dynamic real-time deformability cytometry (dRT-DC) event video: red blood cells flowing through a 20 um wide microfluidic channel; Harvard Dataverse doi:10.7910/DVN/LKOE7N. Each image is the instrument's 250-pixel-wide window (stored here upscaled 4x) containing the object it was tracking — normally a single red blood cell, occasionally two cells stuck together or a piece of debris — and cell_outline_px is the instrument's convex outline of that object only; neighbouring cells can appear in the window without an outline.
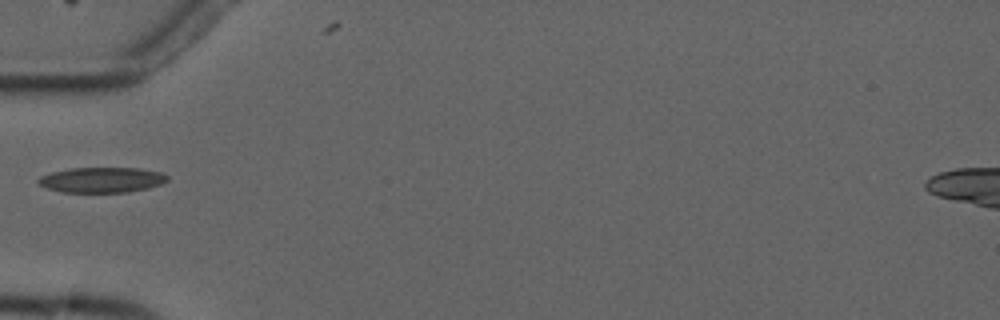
{"species": "common noctule bat (a hibernating species)", "species_latin": "Nyctalus noctula", "temperature_condition": "cold", "stored_images_in_passage": 2, "camera_frame_rate_fps": 3000, "um_per_image_px": 0.085, "animal": {"sex": "male", "forearm_length_mm": 52.5}, "frame": {"image": 1, "passage_image": 1, "time_ms": 0.0, "image_size_px": [1000, 320], "cell_outline_px": [[168, 180], [160, 184], [148, 188], [128, 192], [60, 192], [44, 188], [36, 180], [40, 176], [52, 172], [68, 168], [140, 168], [164, 172], [168, 176]], "centroid_in_image_um": [8.65, 15.29], "position_along_channel_um": 76.4, "area_um2": 19.25}}